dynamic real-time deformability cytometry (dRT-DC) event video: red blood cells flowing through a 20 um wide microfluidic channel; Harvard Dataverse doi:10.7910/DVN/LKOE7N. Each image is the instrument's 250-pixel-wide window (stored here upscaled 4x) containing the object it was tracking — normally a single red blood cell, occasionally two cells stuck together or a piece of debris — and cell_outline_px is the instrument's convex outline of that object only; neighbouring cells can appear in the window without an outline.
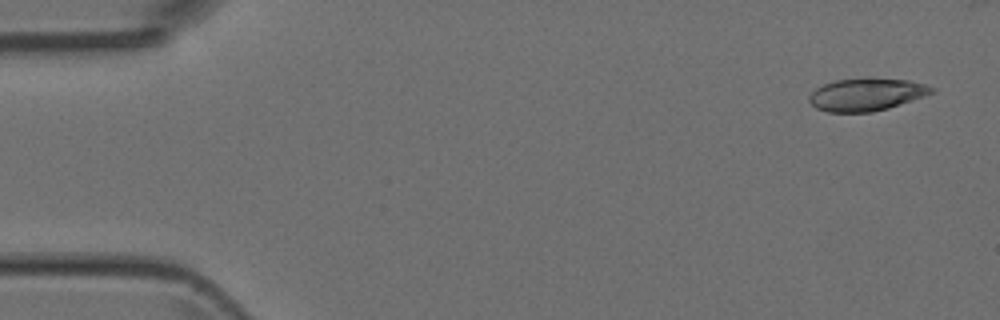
{"species": "Egyptian fruit bat (a non-hibernating species)", "species_latin": "Rousettus aegyptiacus", "temperature_condition": "room temperature", "stored_images_in_passage": 4, "camera_frame_rate_fps": 3000, "um_per_image_px": 0.085, "animal": {"sex": "female"}, "frame": {"image": 1, "passage_image": 1, "time_ms": 0.0, "image_size_px": [1000, 320], "cell_outline_px": [[936, 92], [888, 108], [872, 112], [828, 112], [816, 108], [808, 100], [808, 96], [816, 88], [824, 84], [836, 80], [868, 76], [908, 80], [924, 84], [936, 88]], "centroid_in_image_um": [73.66, 8.0], "position_along_channel_um": 11.3, "area_um2": 23.64}}
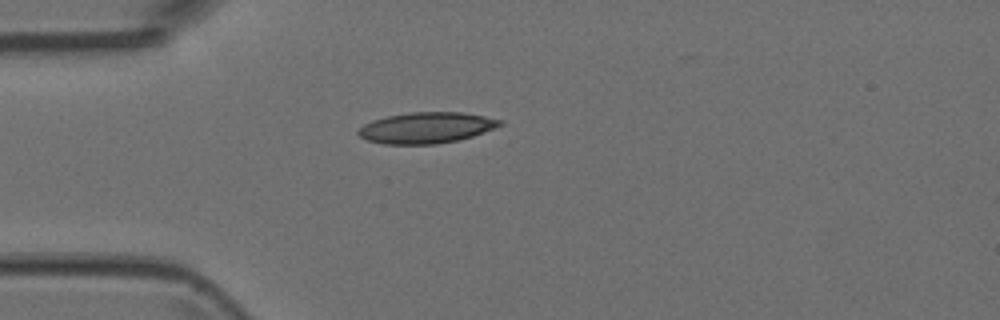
{"frame": {"image": 2, "passage_image": 4, "time_ms": 3.667, "image_size_px": [1000, 320], "cell_outline_px": [[504, 124], [472, 136], [460, 140], [436, 144], [384, 144], [368, 140], [360, 136], [356, 132], [364, 124], [372, 120], [388, 116], [408, 112], [460, 112], [484, 116], [504, 120]], "centroid_in_image_um": [36.25, 10.85], "position_along_channel_um": 48.8, "area_um2": 25.55}}